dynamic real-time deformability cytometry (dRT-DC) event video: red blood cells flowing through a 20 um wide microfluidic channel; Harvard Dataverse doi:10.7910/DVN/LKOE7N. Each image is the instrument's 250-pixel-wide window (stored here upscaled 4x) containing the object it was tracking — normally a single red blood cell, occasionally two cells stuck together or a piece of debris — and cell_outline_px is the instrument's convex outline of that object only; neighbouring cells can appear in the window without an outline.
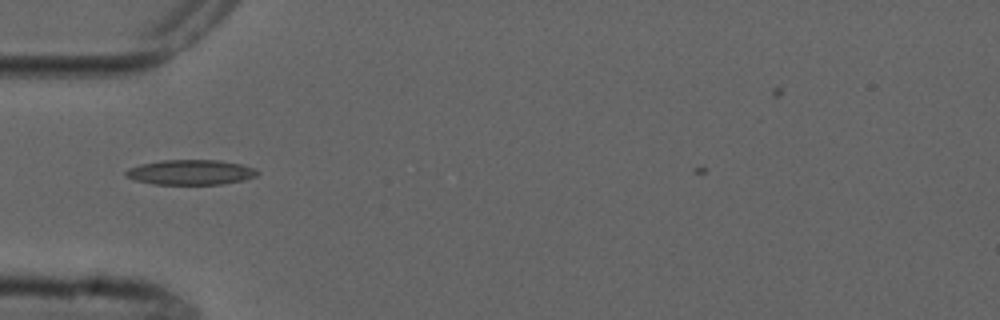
{"species": "common noctule bat (a hibernating species)", "species_latin": "Nyctalus noctula", "temperature_condition": "cold", "stored_images_in_passage": 7, "camera_frame_rate_fps": 3000, "um_per_image_px": 0.085, "animal": {"sex": "male", "forearm_length_mm": 52.5}, "frame": {"image": 1, "passage_image": 2, "time_ms": 1.333, "image_size_px": [1000, 320], "cell_outline_px": [[260, 172], [256, 176], [244, 180], [220, 184], [152, 184], [136, 180], [124, 176], [124, 172], [128, 168], [140, 164], [160, 160], [220, 160], [240, 164], [256, 168]], "centroid_in_image_um": [16.2, 14.64], "position_along_channel_um": 68.8, "area_um2": 19.31}}
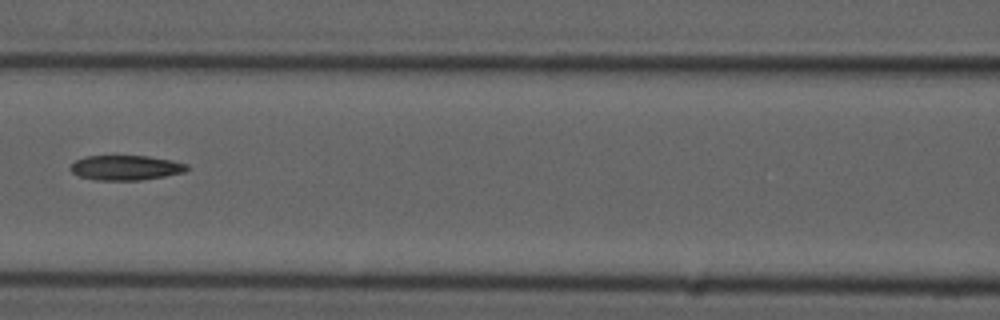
{"frame": {"image": 2, "passage_image": 4, "time_ms": 3.667, "image_size_px": [1000, 320], "cell_outline_px": [[188, 168], [184, 172], [164, 176], [140, 180], [96, 180], [80, 176], [72, 172], [68, 168], [76, 160], [88, 156], [148, 156], [172, 160], [188, 164]], "centroid_in_image_um": [10.69, 14.25], "position_along_channel_um": 155.9, "area_um2": 16.76}}
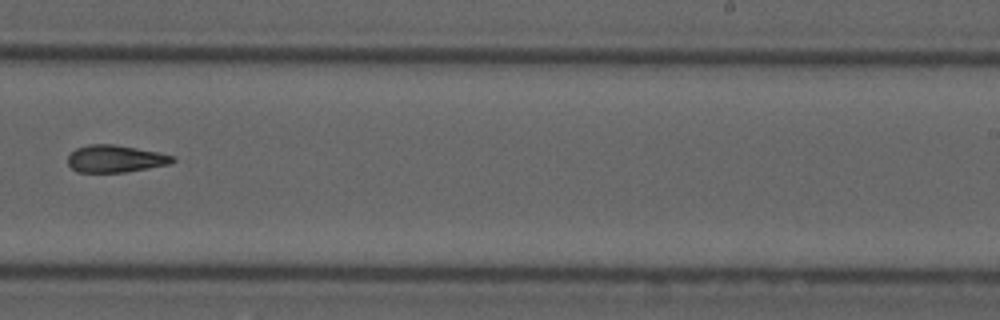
{"frame": {"image": 3, "passage_image": 7, "time_ms": 7.0, "image_size_px": [1000, 320], "cell_outline_px": [[176, 160], [168, 164], [148, 168], [124, 172], [76, 172], [68, 164], [68, 156], [76, 148], [88, 144], [112, 144], [136, 148], [176, 156]], "centroid_in_image_um": [9.79, 13.49], "position_along_channel_um": 279.2, "area_um2": 16.53}}